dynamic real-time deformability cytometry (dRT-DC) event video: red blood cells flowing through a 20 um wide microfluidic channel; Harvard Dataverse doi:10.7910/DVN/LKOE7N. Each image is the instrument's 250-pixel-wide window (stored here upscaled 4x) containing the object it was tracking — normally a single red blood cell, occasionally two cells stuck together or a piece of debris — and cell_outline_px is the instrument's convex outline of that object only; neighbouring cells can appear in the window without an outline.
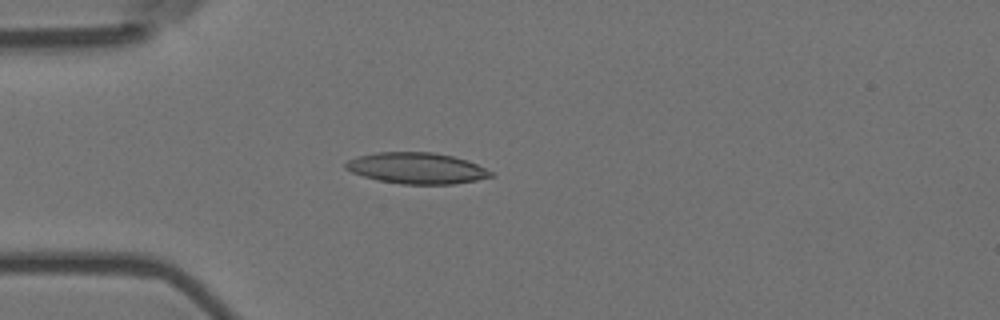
{"species": "Egyptian fruit bat (a non-hibernating species)", "species_latin": "Rousettus aegyptiacus", "temperature_condition": "room temperature", "stored_images_in_passage": 52, "camera_frame_rate_fps": 3000, "um_per_image_px": 0.085, "animal": {"sex": "female"}, "frame": {"image": 1, "passage_image": 14, "time_ms": 4.333, "image_size_px": [1000, 320], "cell_outline_px": [[496, 176], [476, 180], [452, 184], [400, 184], [380, 180], [364, 176], [352, 172], [344, 168], [344, 164], [348, 160], [356, 156], [376, 152], [432, 152], [452, 156], [468, 160], [492, 172]], "centroid_in_image_um": [35.41, 14.29], "position_along_channel_um": 49.6, "area_um2": 26.3}}
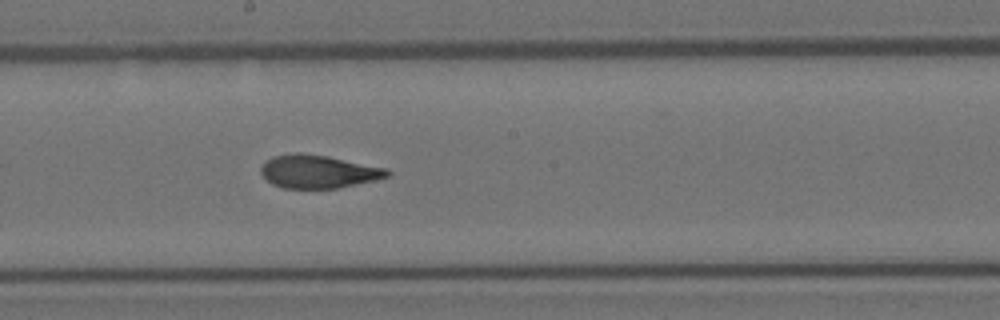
{"frame": {"image": 2, "passage_image": 29, "time_ms": 9.333, "image_size_px": [1000, 320], "cell_outline_px": [[392, 172], [388, 176], [376, 180], [336, 188], [284, 188], [272, 184], [260, 172], [260, 168], [264, 160], [272, 156], [296, 152], [300, 152], [328, 156], [388, 168]], "centroid_in_image_um": [27.05, 14.56], "position_along_channel_um": 221.2, "area_um2": 24.57}}
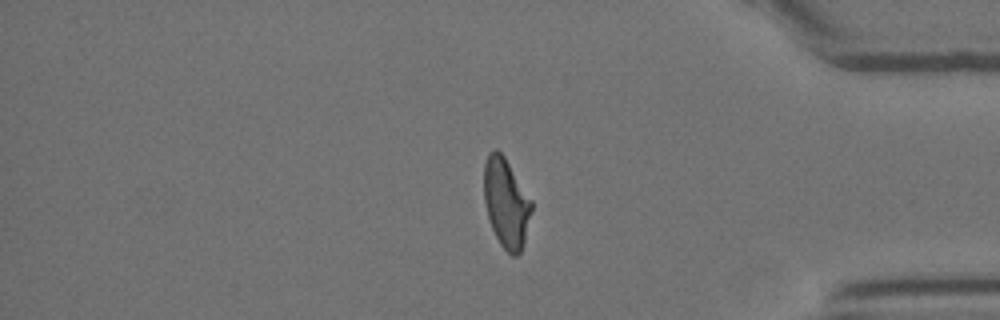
{"frame": {"image": 3, "passage_image": 45, "time_ms": 14.667, "image_size_px": [1000, 320], "cell_outline_px": [[532, 212], [524, 244], [520, 252], [516, 256], [512, 256], [500, 244], [492, 228], [488, 216], [484, 200], [484, 164], [488, 152], [496, 148], [504, 156], [532, 200]], "centroid_in_image_um": [43.03, 17.24], "position_along_channel_um": 392.2, "area_um2": 24.8}, "authors_computed_cell_mechanics": {"area_um2": 24.9407, "velocity_mm_per_s": 3.6708, "shape_relaxation_time_tau1_ms": 8.2035, "shape_relaxation_time_tau2_ms": 1.7723, "deformation_change_tau1": 0.2307, "deformation_change_tau2": 0.0976}}